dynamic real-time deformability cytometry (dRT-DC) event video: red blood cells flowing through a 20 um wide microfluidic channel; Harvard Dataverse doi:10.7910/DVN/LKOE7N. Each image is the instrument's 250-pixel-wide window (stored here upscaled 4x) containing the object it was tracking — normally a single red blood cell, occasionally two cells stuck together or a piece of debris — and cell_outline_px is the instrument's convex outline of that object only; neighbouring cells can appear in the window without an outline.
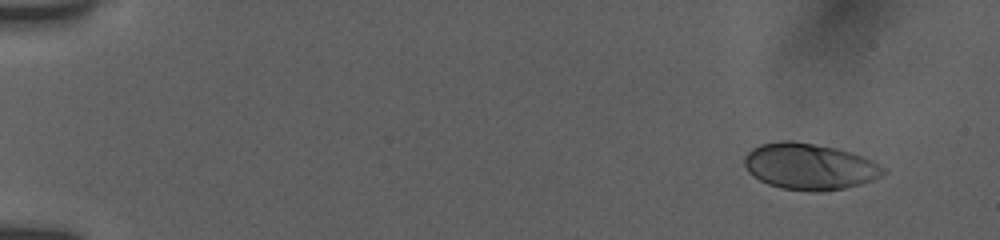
{"species": "human", "species_latin": "Homo sapiens", "temperature_condition": "room temperature", "stored_images_in_passage": 50, "camera_frame_rate_fps": 3000, "um_per_image_px": 0.085, "donor": {"sex": "female"}, "frame": {"image": 1, "passage_image": 1, "time_ms": 0.0, "image_size_px": [1000, 240], "cell_outline_px": [[888, 172], [884, 176], [860, 184], [844, 188], [816, 192], [812, 192], [780, 188], [768, 184], [752, 176], [748, 172], [744, 164], [744, 156], [752, 148], [760, 144], [780, 140], [792, 140], [836, 148], [864, 156], [888, 168]], "centroid_in_image_um": [68.83, 14.15], "position_along_channel_um": 16.2, "area_um2": 37.97}}
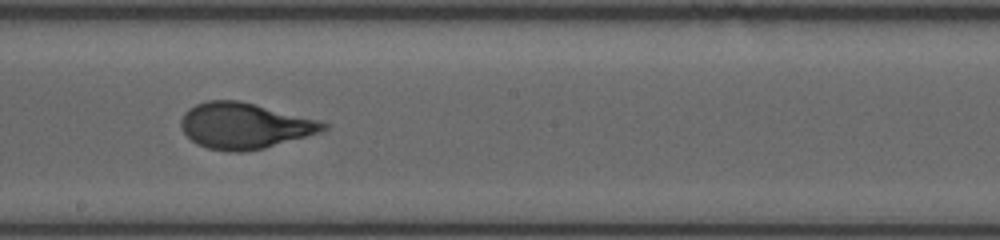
{"frame": {"image": 2, "passage_image": 28, "time_ms": 9.0, "image_size_px": [1000, 240], "cell_outline_px": [[328, 128], [320, 132], [264, 148], [240, 152], [228, 152], [208, 148], [196, 144], [184, 132], [180, 124], [180, 120], [184, 112], [188, 108], [196, 104], [208, 100], [240, 100], [320, 120], [328, 124]], "centroid_in_image_um": [20.77, 10.68], "position_along_channel_um": 227.4, "area_um2": 38.09}}
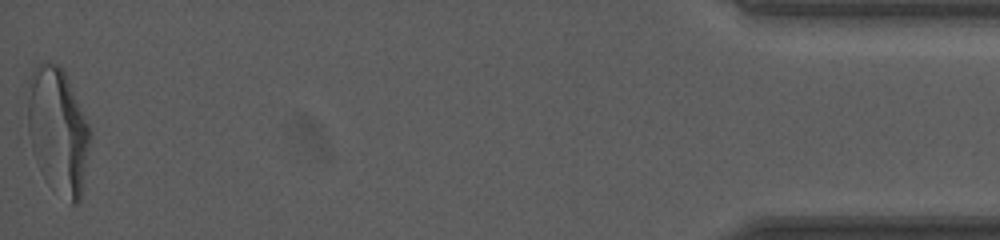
{"frame": {"image": 3, "passage_image": 50, "time_ms": 16.333, "image_size_px": [1000, 240], "cell_outline_px": [[92, 136], [80, 200], [76, 204], [72, 204], [32, 148], [28, 132], [28, 80], [32, 68], [44, 60], [48, 60], [60, 64], [64, 68], [92, 132]], "centroid_in_image_um": [4.97, 10.83], "position_along_channel_um": 430.2, "area_um2": 44.27}, "authors_computed_cell_mechanics": {"area_um2": 37.6856, "velocity_mm_per_s": 3.9117, "shape_relaxation_time_tau1_ms": 5.3179, "shape_relaxation_time_tau2_ms": null, "deformation_change_tau1": 0.2356, "deformation_change_tau2": null}}